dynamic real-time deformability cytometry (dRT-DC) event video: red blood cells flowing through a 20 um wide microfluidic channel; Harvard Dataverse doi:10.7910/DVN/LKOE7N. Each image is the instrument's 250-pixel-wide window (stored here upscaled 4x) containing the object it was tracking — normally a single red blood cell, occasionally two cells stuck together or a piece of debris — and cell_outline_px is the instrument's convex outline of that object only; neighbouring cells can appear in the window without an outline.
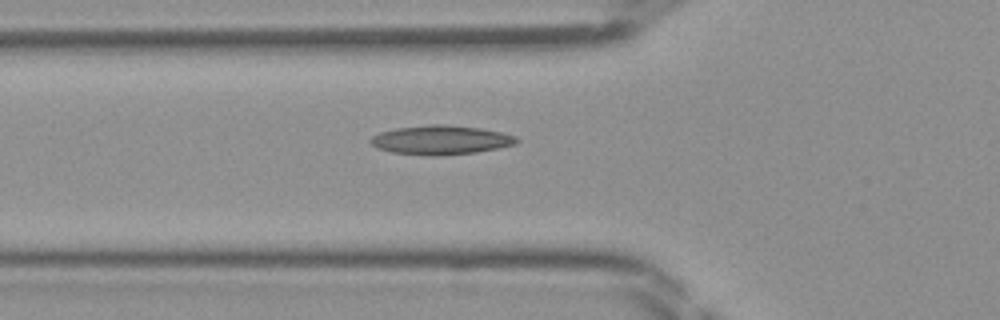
{"species": "Egyptian fruit bat (a non-hibernating species)", "species_latin": "Rousettus aegyptiacus", "temperature_condition": "room temperature", "stored_images_in_passage": 26, "camera_frame_rate_fps": 3000, "um_per_image_px": 0.085, "frame": {"image": 1, "passage_image": 2, "time_ms": 0.333, "image_size_px": [1000, 320], "cell_outline_px": [[520, 140], [516, 144], [500, 148], [476, 152], [440, 156], [428, 156], [392, 152], [376, 148], [368, 140], [372, 136], [380, 132], [396, 128], [428, 124], [444, 124], [480, 128], [500, 132], [516, 136]], "centroid_in_image_um": [37.47, 11.9], "position_along_channel_um": 88.3, "area_um2": 25.03}}
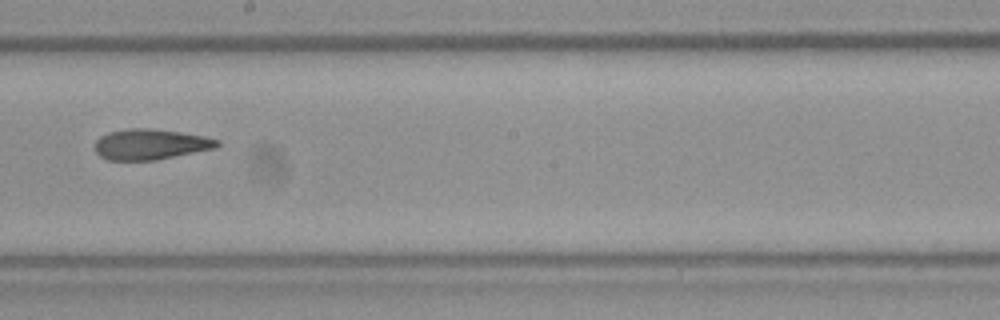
{"frame": {"image": 2, "passage_image": 12, "time_ms": 3.667, "image_size_px": [1000, 320], "cell_outline_px": [[220, 144], [216, 148], [156, 160], [108, 160], [100, 156], [96, 152], [96, 140], [100, 136], [108, 132], [128, 128], [148, 128], [204, 136], [220, 140]], "centroid_in_image_um": [12.78, 12.27], "position_along_channel_um": 235.4, "area_um2": 21.68}}
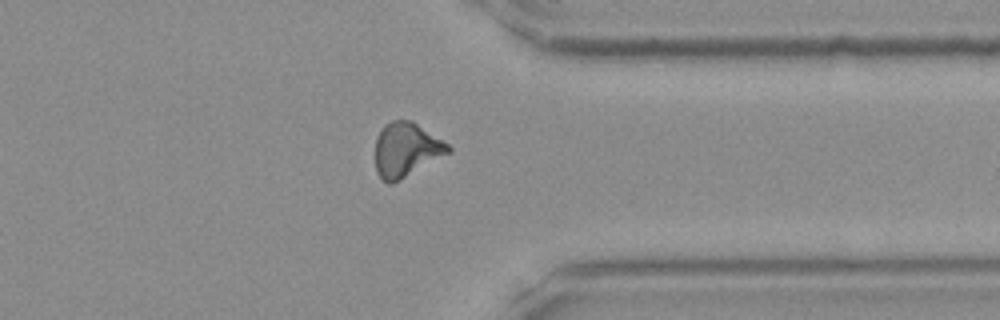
{"frame": {"image": 3, "passage_image": 22, "time_ms": 7.0, "image_size_px": [1000, 320], "cell_outline_px": [[452, 152], [392, 184], [388, 184], [376, 172], [376, 136], [384, 124], [392, 120], [412, 120], [448, 144], [452, 148]], "centroid_in_image_um": [34.53, 12.72], "position_along_channel_um": 376.9, "area_um2": 23.12}}